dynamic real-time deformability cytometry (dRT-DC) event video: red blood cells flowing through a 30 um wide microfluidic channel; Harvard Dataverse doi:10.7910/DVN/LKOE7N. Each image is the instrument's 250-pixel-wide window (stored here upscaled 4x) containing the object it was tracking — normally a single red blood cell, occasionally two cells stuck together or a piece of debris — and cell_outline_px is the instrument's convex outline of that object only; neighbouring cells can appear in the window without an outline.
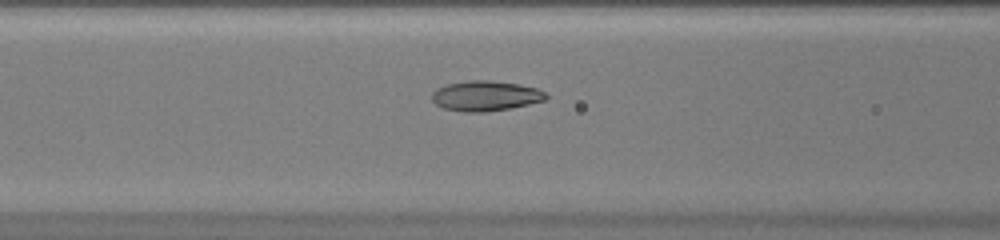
{"species": "common noctule bat (a hibernating species)", "species_latin": "Nyctalus noctula", "temperature_condition": "warm", "stored_images_in_passage": 39, "camera_frame_rate_fps": 3000, "um_per_image_px": 0.085, "animal": {"sex": "female", "body_mass_g": 20.0, "forearm_length_mm": 54.0}, "frame": {"image": 1, "passage_image": 10, "time_ms": 3.0, "image_size_px": [1000, 240], "cell_outline_px": [[548, 96], [544, 100], [512, 108], [484, 112], [464, 112], [444, 108], [436, 104], [432, 100], [432, 92], [436, 88], [444, 84], [468, 80], [492, 80], [520, 84], [536, 88], [544, 92]], "centroid_in_image_um": [41.24, 8.14], "position_along_channel_um": 125.4, "area_um2": 20.17}}
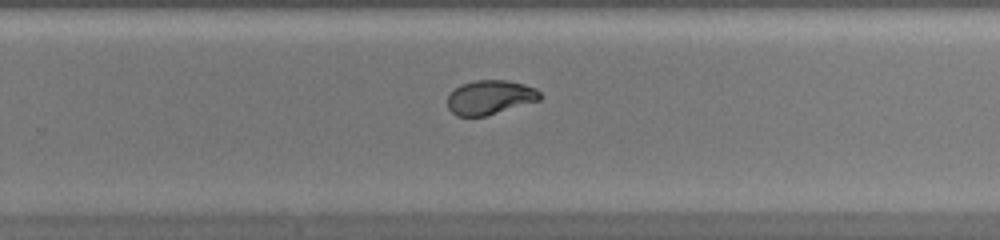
{"frame": {"image": 2, "passage_image": 22, "time_ms": 7.0, "image_size_px": [1000, 240], "cell_outline_px": [[544, 96], [540, 100], [484, 116], [456, 116], [448, 108], [448, 96], [460, 84], [476, 80], [508, 80], [524, 84], [536, 88]], "centroid_in_image_um": [41.68, 8.26], "position_along_channel_um": 288.1, "area_um2": 18.44}}
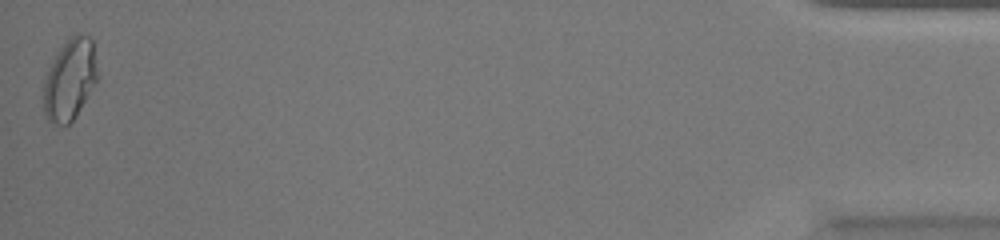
{"frame": {"image": 3, "passage_image": 39, "time_ms": 12.667, "image_size_px": [1000, 240], "cell_outline_px": [[96, 80], [72, 120], [68, 124], [52, 124], [44, 116], [44, 80], [48, 68], [52, 60], [60, 48], [76, 32], [80, 32], [88, 36], [92, 40], [96, 72]], "centroid_in_image_um": [5.89, 6.74], "position_along_channel_um": 429.3, "area_um2": 24.8}, "authors_computed_cell_mechanics": {"area_um2": 19.941, "velocity_mm_per_s": 4.0796, "shape_relaxation_time_tau1_ms": 7.781, "shape_relaxation_time_tau2_ms": 0.8097, "deformation_change_tau1": 0.2523, "deformation_change_tau2": 0.0475}}